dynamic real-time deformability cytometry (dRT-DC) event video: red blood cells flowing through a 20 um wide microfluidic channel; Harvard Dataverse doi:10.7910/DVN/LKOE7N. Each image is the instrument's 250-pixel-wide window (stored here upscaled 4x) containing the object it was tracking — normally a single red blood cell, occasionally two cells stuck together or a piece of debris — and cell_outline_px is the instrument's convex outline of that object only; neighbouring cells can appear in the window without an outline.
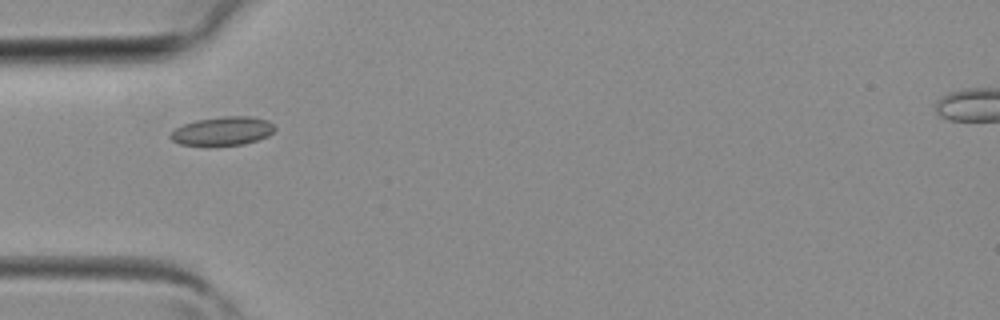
{"species": "common noctule bat (a hibernating species)", "species_latin": "Nyctalus noctula", "temperature_condition": "room temperature", "stored_images_in_passage": 38, "camera_frame_rate_fps": 3000, "um_per_image_px": 0.085, "animal": {"sex": "female", "body_mass_g": 19.3, "forearm_length_mm": 54.1}, "frame": {"image": 1, "passage_image": 10, "time_ms": 3.0, "image_size_px": [1000, 320], "cell_outline_px": [[276, 128], [268, 136], [244, 144], [180, 144], [172, 140], [168, 136], [176, 128], [184, 124], [196, 120], [224, 116], [252, 116], [268, 120]], "centroid_in_image_um": [18.95, 11.11], "position_along_channel_um": 66.1, "area_um2": 17.05}}
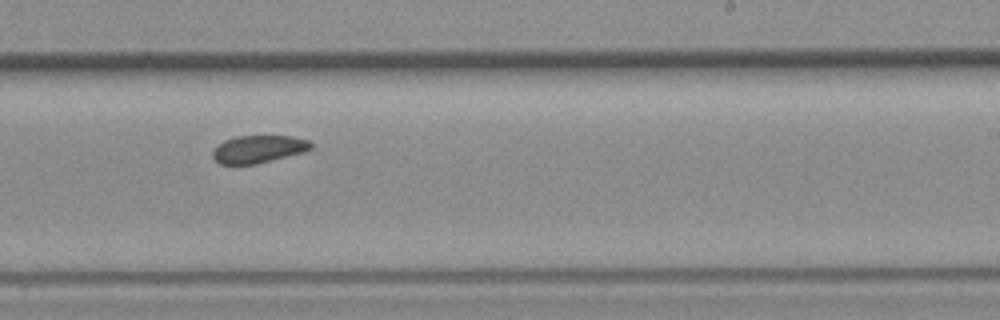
{"frame": {"image": 2, "passage_image": 22, "time_ms": 7.0, "image_size_px": [1000, 320], "cell_outline_px": [[312, 148], [304, 152], [256, 164], [220, 164], [212, 156], [212, 152], [224, 140], [236, 136], [292, 136], [308, 140], [312, 144]], "centroid_in_image_um": [21.98, 12.67], "position_along_channel_um": 267.0, "area_um2": 15.66}}
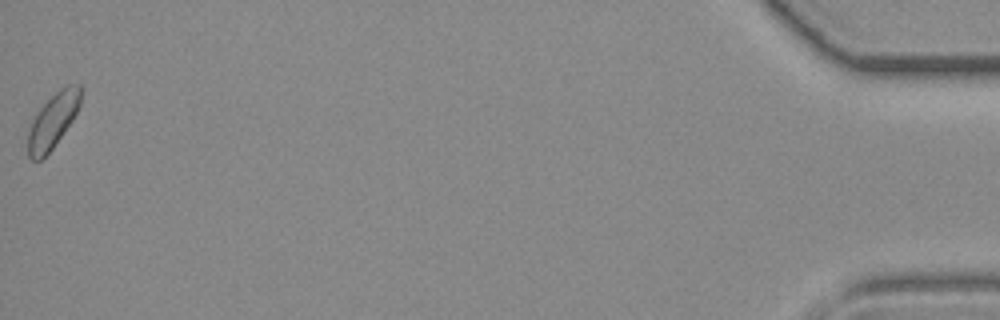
{"frame": {"image": 3, "passage_image": 38, "time_ms": 12.333, "image_size_px": [1000, 320], "cell_outline_px": [[84, 88], [80, 104], [72, 120], [52, 148], [40, 160], [32, 160], [28, 156], [28, 132], [32, 120], [36, 112], [60, 88], [68, 84], [80, 84]], "centroid_in_image_um": [4.52, 10.21], "position_along_channel_um": 430.7, "area_um2": 16.7}}